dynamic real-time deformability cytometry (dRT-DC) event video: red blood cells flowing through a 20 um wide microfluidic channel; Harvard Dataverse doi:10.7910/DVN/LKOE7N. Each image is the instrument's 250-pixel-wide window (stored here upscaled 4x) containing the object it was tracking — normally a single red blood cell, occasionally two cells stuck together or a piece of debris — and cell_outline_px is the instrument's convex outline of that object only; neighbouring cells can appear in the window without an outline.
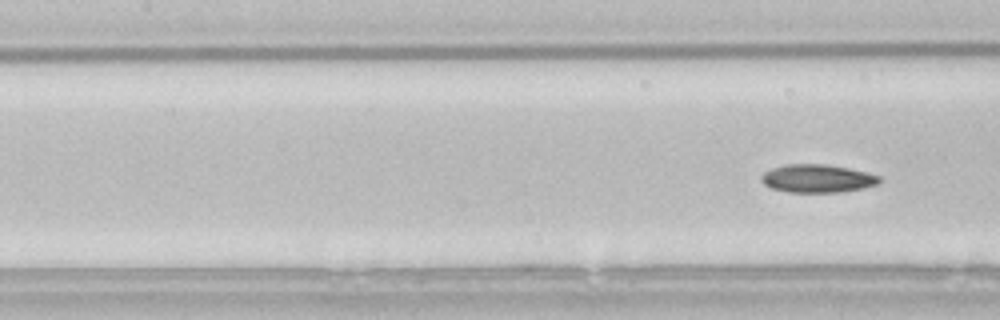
{"species": "common noctule bat (a hibernating species)", "species_latin": "Nyctalus noctula", "temperature_condition": "room temperature", "stored_images_in_passage": 12, "camera_frame_rate_fps": 3000, "um_per_image_px": 0.085, "animal": {"sex": "male", "body_mass_g": 21.5, "forearm_length_mm": 52.0}, "frame": {"image": 1, "passage_image": 12, "time_ms": 3.667, "image_size_px": [1000, 320], "cell_outline_px": [[880, 180], [876, 184], [844, 192], [788, 192], [772, 188], [764, 184], [760, 180], [760, 176], [764, 172], [772, 168], [788, 164], [824, 164], [848, 168], [880, 176]], "centroid_in_image_um": [69.42, 15.17], "position_along_channel_um": 138.0, "area_um2": 19.13}}